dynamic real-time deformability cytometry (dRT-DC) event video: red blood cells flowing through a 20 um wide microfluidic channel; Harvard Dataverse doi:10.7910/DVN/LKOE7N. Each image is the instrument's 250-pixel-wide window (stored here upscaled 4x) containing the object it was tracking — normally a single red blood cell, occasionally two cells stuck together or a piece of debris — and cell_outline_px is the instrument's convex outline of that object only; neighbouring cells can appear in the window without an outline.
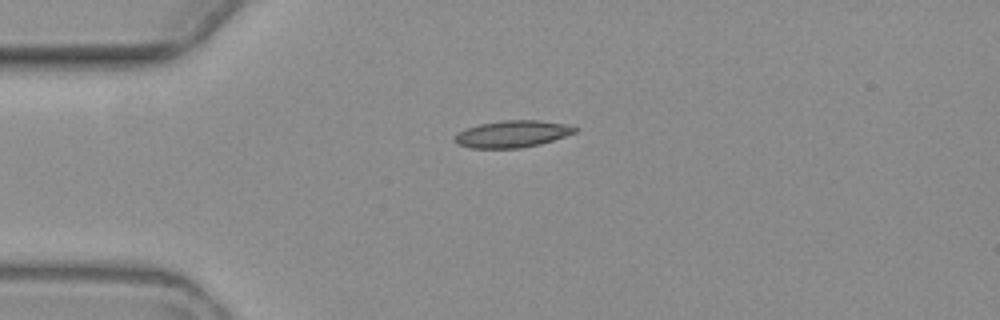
{"species": "common noctule bat (a hibernating species)", "species_latin": "Nyctalus noctula", "temperature_condition": "warm", "stored_images_in_passage": 4, "camera_frame_rate_fps": 3000, "um_per_image_px": 0.085, "animal": {"sex": "female", "body_mass_g": 19.3, "forearm_length_mm": 54.1}, "frame": {"image": 1, "passage_image": 4, "time_ms": 3.667, "image_size_px": [1000, 320], "cell_outline_px": [[580, 128], [576, 132], [540, 144], [520, 148], [472, 148], [456, 144], [452, 140], [452, 136], [456, 132], [480, 124], [500, 120], [540, 120], [564, 124]], "centroid_in_image_um": [43.49, 11.39], "position_along_channel_um": 41.5, "area_um2": 18.96}}